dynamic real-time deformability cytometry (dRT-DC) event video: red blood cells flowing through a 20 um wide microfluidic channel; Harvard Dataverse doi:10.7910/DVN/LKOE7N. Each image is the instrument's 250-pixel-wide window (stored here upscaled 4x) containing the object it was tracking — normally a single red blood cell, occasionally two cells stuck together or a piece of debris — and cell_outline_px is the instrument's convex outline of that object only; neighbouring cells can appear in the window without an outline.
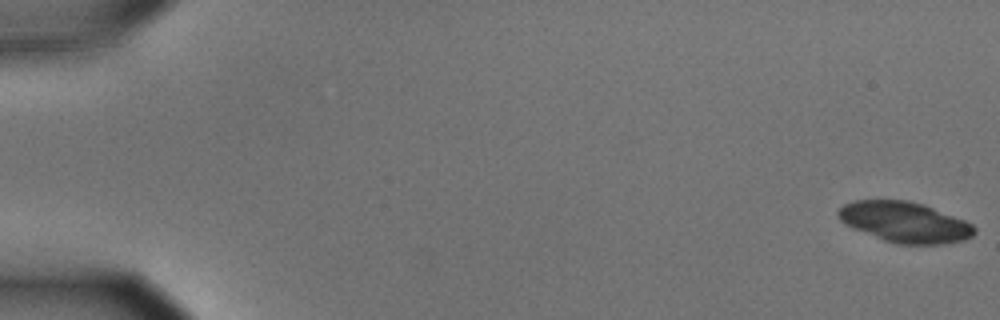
{"species": "common noctule bat (a hibernating species)", "species_latin": "Nyctalus noctula", "temperature_condition": "cold", "stored_images_in_passage": 7, "camera_frame_rate_fps": 3000, "um_per_image_px": 0.085, "animal": {"sex": "male", "body_mass_g": 15.6}, "frame": {"image": 1, "passage_image": 1, "time_ms": 0.0, "image_size_px": [1000, 320], "cell_outline_px": [[976, 232], [972, 236], [964, 240], [940, 244], [896, 244], [884, 240], [852, 228], [844, 224], [836, 216], [836, 212], [844, 204], [856, 200], [908, 200], [924, 204], [964, 220], [972, 224], [976, 228]], "centroid_in_image_um": [76.89, 18.88], "position_along_channel_um": 8.1, "area_um2": 32.25}}